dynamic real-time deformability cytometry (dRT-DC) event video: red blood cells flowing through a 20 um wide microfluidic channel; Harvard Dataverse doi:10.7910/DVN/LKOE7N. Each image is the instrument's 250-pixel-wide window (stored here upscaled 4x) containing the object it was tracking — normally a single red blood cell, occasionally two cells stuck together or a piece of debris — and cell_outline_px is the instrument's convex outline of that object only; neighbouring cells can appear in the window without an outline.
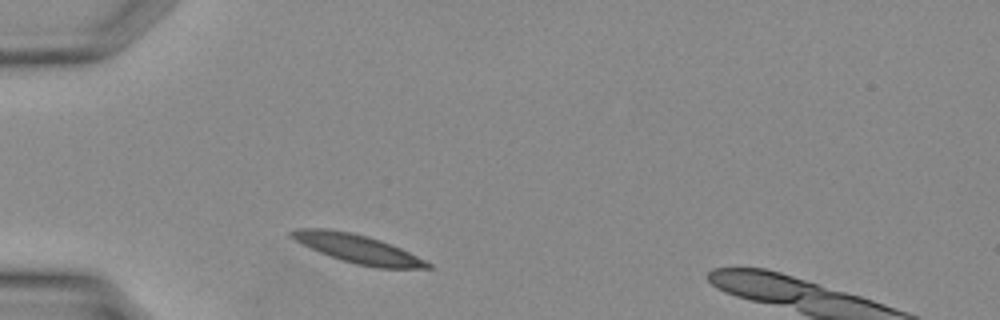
{"species": "Egyptian fruit bat (a non-hibernating species)", "species_latin": "Rousettus aegyptiacus", "temperature_condition": "warm", "stored_images_in_passage": 5, "camera_frame_rate_fps": 3000, "um_per_image_px": 0.085, "animal": {"sex": "female"}, "frame": {"image": 1, "passage_image": 1, "time_ms": 0.0, "image_size_px": [1000, 320], "cell_outline_px": [[432, 268], [376, 268], [356, 264], [340, 260], [320, 252], [288, 236], [288, 232], [296, 228], [324, 228], [352, 232], [368, 236], [380, 240], [400, 248], [432, 264]], "centroid_in_image_um": [30.38, 21.14], "position_along_channel_um": 54.6, "area_um2": 22.48}}